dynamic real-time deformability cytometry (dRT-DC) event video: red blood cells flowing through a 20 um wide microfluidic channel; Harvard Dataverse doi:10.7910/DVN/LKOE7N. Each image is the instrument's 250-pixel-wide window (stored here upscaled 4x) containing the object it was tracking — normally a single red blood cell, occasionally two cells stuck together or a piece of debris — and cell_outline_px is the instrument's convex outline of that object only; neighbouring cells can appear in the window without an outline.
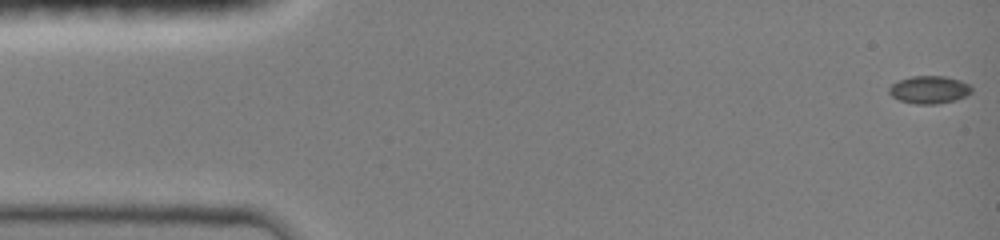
{"species": "common noctule bat (a hibernating species)", "species_latin": "Nyctalus noctula", "temperature_condition": "room temperature", "stored_images_in_passage": 15, "camera_frame_rate_fps": 3000, "um_per_image_px": 0.085, "animal": {"sex": "female", "body_mass_g": 19.0, "forearm_length_mm": 51.5}, "frame": {"image": 1, "passage_image": 1, "time_ms": 0.0, "image_size_px": [1000, 240], "cell_outline_px": [[972, 92], [956, 100], [936, 104], [916, 104], [900, 100], [892, 96], [888, 92], [888, 88], [892, 84], [900, 80], [912, 76], [944, 76], [960, 80], [968, 84], [972, 88]], "centroid_in_image_um": [78.98, 7.62], "position_along_channel_um": 6.0, "area_um2": 13.24}}
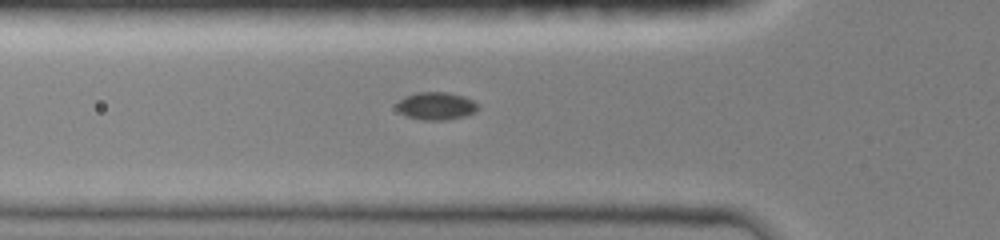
{"frame": {"image": 2, "passage_image": 13, "time_ms": 5.0, "image_size_px": [1000, 240], "cell_outline_px": [[476, 108], [472, 112], [464, 116], [444, 120], [424, 120], [408, 116], [400, 112], [396, 108], [396, 104], [404, 96], [416, 92], [448, 92], [464, 96], [472, 100], [476, 104]], "centroid_in_image_um": [37.02, 8.99], "position_along_channel_um": 88.8, "area_um2": 12.89}}
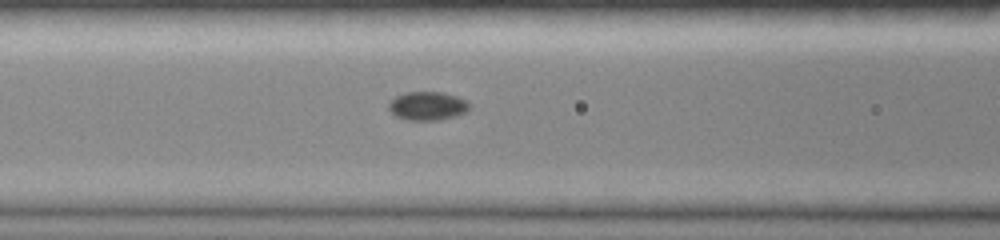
{"frame": {"image": 3, "passage_image": 15, "time_ms": 6.0, "image_size_px": [1000, 240], "cell_outline_px": [[468, 108], [464, 112], [456, 116], [436, 120], [408, 120], [396, 116], [388, 108], [388, 104], [396, 96], [404, 92], [440, 92], [456, 96], [464, 100], [468, 104]], "centroid_in_image_um": [36.29, 9.0], "position_along_channel_um": 130.3, "area_um2": 13.18}}